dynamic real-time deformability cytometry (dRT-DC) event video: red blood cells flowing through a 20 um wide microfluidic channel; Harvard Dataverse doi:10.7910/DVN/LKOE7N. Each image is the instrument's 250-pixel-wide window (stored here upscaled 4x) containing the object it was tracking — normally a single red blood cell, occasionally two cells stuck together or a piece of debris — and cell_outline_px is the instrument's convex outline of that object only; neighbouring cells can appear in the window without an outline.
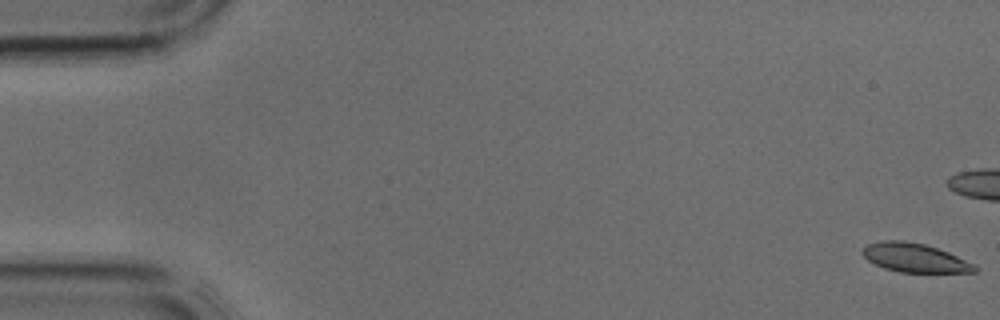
{"species": "common noctule bat (a hibernating species)", "species_latin": "Nyctalus noctula", "temperature_condition": "cold", "stored_images_in_passage": 5, "camera_frame_rate_fps": 3000, "um_per_image_px": 0.085, "animal": {"sex": "male", "body_mass_g": 17.9, "forearm_length_mm": 54.2}, "frame": {"image": 1, "passage_image": 1, "time_ms": 0.0, "image_size_px": [1000, 320], "cell_outline_px": [[980, 268], [976, 272], [900, 272], [884, 268], [868, 260], [860, 252], [868, 244], [884, 240], [904, 240], [924, 244], [948, 252], [976, 264]], "centroid_in_image_um": [77.79, 21.91], "position_along_channel_um": 7.2, "area_um2": 18.84}}
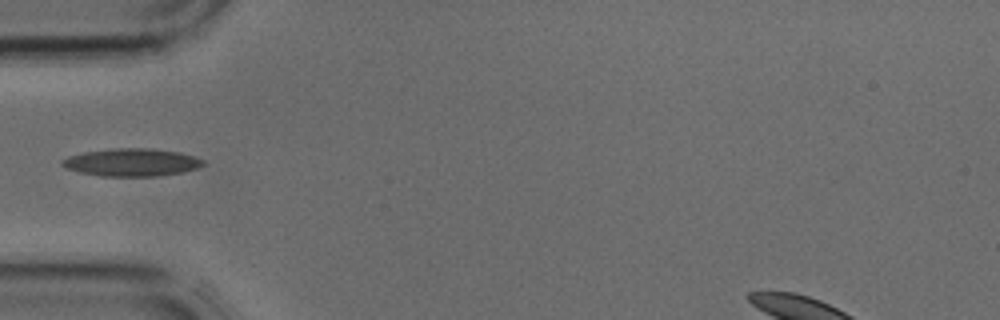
{"frame": {"image": 2, "passage_image": 5, "time_ms": 1.333, "image_size_px": [1000, 320], "cell_outline_px": [[204, 164], [196, 168], [180, 172], [156, 176], [100, 176], [80, 172], [64, 168], [60, 164], [60, 160], [68, 156], [84, 152], [112, 148], [148, 148], [180, 152], [204, 160]], "centroid_in_image_um": [11.12, 13.79], "position_along_channel_um": 73.9, "area_um2": 22.72}}